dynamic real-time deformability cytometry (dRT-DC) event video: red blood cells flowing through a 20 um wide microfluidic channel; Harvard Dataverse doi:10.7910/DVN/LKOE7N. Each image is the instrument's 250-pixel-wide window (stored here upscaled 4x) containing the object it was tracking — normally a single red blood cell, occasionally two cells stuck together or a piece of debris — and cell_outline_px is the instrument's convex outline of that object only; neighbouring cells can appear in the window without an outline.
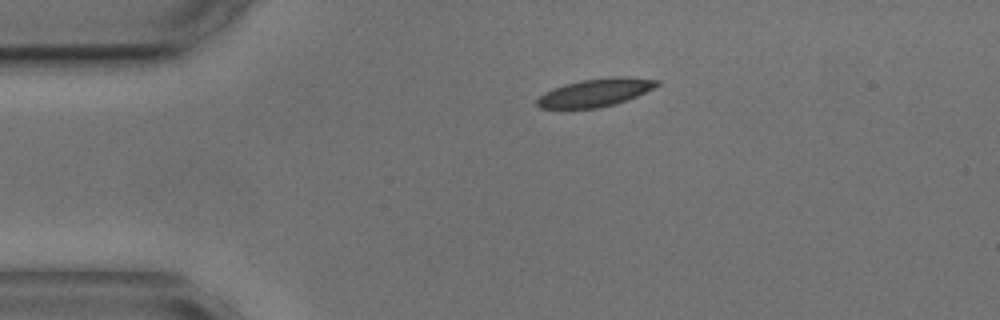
{"species": "common noctule bat (a hibernating species)", "species_latin": "Nyctalus noctula", "temperature_condition": "cold", "stored_images_in_passage": 45, "camera_frame_rate_fps": 3000, "um_per_image_px": 0.085, "animal": {"sex": "male", "body_mass_g": 17.9, "forearm_length_mm": 54.2}, "frame": {"image": 1, "passage_image": 1, "time_ms": 0.0, "image_size_px": [1000, 320], "cell_outline_px": [[660, 84], [628, 100], [616, 104], [600, 108], [540, 108], [536, 104], [536, 100], [544, 92], [552, 88], [564, 84], [580, 80], [612, 76], [628, 76], [660, 80]], "centroid_in_image_um": [50.61, 7.85], "position_along_channel_um": 34.4, "area_um2": 19.71}}
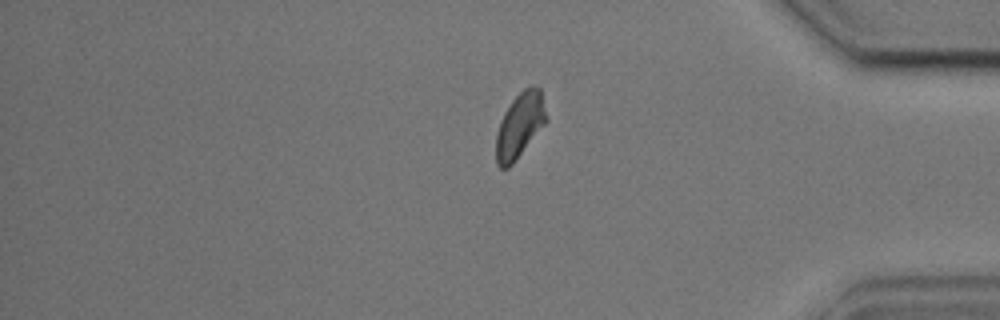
{"frame": {"image": 2, "passage_image": 36, "time_ms": 11.667, "image_size_px": [1000, 320], "cell_outline_px": [[548, 120], [512, 164], [508, 168], [500, 168], [496, 164], [496, 136], [500, 120], [504, 112], [512, 100], [524, 88], [540, 88]], "centroid_in_image_um": [44.16, 10.68], "position_along_channel_um": 391.0, "area_um2": 18.73}}
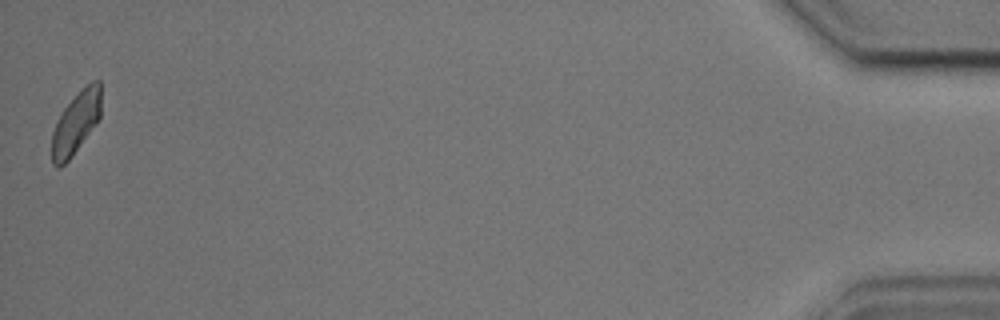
{"frame": {"image": 3, "passage_image": 45, "time_ms": 14.667, "image_size_px": [1000, 320], "cell_outline_px": [[100, 120], [72, 156], [60, 168], [56, 168], [52, 164], [52, 132], [56, 120], [64, 108], [92, 80], [100, 80]], "centroid_in_image_um": [6.44, 10.49], "position_along_channel_um": 428.8, "area_um2": 17.74}, "authors_computed_cell_mechanics": {"area_um2": 19.5942, "velocity_mm_per_s": 3.5702, "shape_relaxation_time_tau1_ms": 2.3819, "shape_relaxation_time_tau2_ms": 2.8476, "deformation_change_tau1": 0.0947, "deformation_change_tau2": 0.0776}}